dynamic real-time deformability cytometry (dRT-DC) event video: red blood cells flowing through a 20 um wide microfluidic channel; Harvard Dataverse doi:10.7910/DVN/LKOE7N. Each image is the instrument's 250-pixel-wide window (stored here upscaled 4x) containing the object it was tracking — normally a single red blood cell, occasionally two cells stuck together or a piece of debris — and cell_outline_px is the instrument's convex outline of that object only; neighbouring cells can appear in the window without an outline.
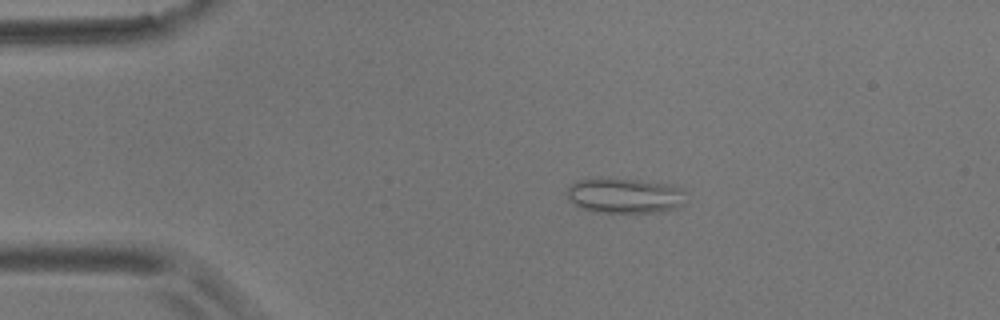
{"species": "common noctule bat (a hibernating species)", "species_latin": "Nyctalus noctula", "temperature_condition": "room temperature", "stored_images_in_passage": 5, "camera_frame_rate_fps": 3000, "um_per_image_px": 0.085, "animal": {"sex": "male", "body_mass_g": 17.9}, "frame": {"image": 1, "passage_image": 2, "time_ms": 1.333, "image_size_px": [1000, 320], "cell_outline_px": [[684, 204], [676, 208], [664, 212], [596, 212], [580, 208], [568, 200], [564, 192], [576, 180], [636, 180], [664, 184], [680, 188], [684, 192]], "centroid_in_image_um": [53.07, 16.67], "position_along_channel_um": 31.9, "area_um2": 23.93}}
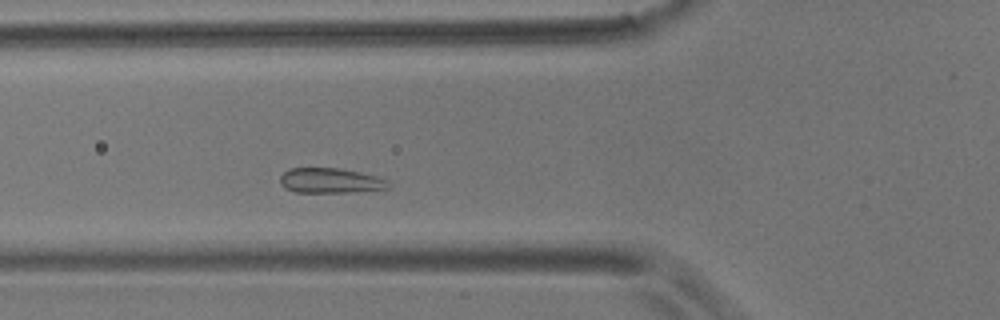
{"frame": {"image": 2, "passage_image": 5, "time_ms": 4.667, "image_size_px": [1000, 320], "cell_outline_px": [[388, 188], [348, 192], [296, 192], [284, 188], [280, 184], [280, 176], [288, 168], [340, 168], [360, 172], [376, 176], [388, 180]], "centroid_in_image_um": [28.03, 15.34], "position_along_channel_um": 97.8, "area_um2": 15.72}}